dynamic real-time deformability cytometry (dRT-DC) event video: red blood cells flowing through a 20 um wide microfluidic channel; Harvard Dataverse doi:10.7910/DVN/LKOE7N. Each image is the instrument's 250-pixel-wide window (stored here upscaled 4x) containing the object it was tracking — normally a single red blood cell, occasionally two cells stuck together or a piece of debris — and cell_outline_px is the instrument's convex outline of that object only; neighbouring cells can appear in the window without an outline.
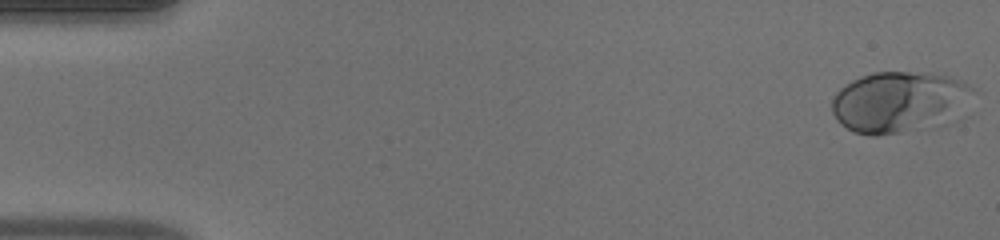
{"species": "human", "species_latin": "Homo sapiens", "temperature_condition": "warm", "stored_images_in_passage": 50, "camera_frame_rate_fps": 3000, "um_per_image_px": 0.085, "donor": {"sex": "male"}, "frame": {"image": 1, "passage_image": 1, "time_ms": 0.0, "image_size_px": [1000, 240], "cell_outline_px": [[980, 92], [968, 116], [956, 124], [940, 128], [876, 136], [872, 136], [852, 132], [840, 124], [836, 120], [832, 112], [832, 96], [844, 84], [860, 76], [872, 72], [908, 72], [948, 76], [964, 80]], "centroid_in_image_um": [76.68, 8.73], "position_along_channel_um": 8.3, "area_um2": 53.75}}
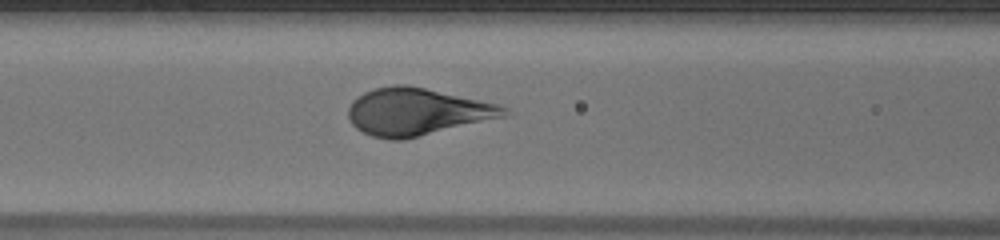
{"frame": {"image": 2, "passage_image": 21, "time_ms": 6.667, "image_size_px": [1000, 240], "cell_outline_px": [[508, 116], [404, 140], [392, 140], [372, 136], [356, 128], [352, 124], [348, 116], [348, 108], [352, 100], [364, 92], [376, 88], [392, 84], [408, 84], [496, 104], [508, 108]], "centroid_in_image_um": [35.42, 9.5], "position_along_channel_um": 131.2, "area_um2": 42.89}}
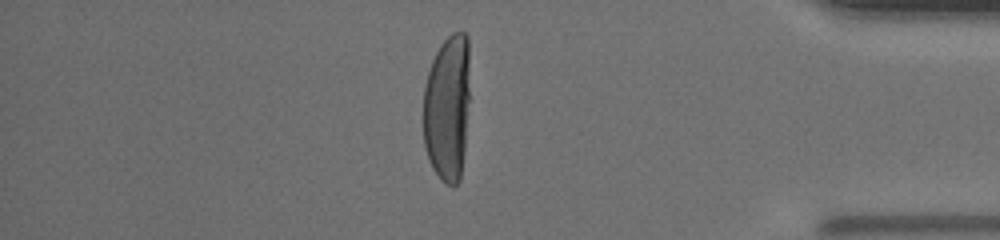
{"frame": {"image": 3, "passage_image": 43, "time_ms": 14.0, "image_size_px": [1000, 240], "cell_outline_px": [[468, 100], [464, 152], [460, 180], [456, 184], [444, 184], [440, 180], [432, 168], [428, 160], [424, 144], [424, 84], [432, 60], [440, 44], [452, 32], [464, 32], [468, 36]], "centroid_in_image_um": [38.01, 9.17], "position_along_channel_um": 397.2, "area_um2": 39.88}}